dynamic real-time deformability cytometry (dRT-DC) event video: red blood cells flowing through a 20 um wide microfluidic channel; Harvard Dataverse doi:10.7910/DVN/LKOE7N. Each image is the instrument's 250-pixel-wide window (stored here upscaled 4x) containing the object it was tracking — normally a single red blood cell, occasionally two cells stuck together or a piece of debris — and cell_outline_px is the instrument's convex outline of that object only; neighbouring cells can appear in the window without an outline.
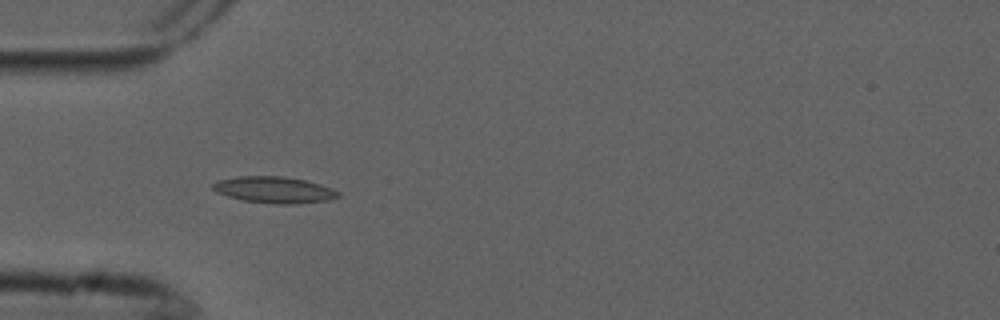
{"species": "common noctule bat (a hibernating species)", "species_latin": "Nyctalus noctula", "temperature_condition": "cold", "stored_images_in_passage": 5, "camera_frame_rate_fps": 3000, "um_per_image_px": 0.085, "animal": {"sex": "male", "forearm_length_mm": 52.5}, "frame": {"image": 1, "passage_image": 1, "time_ms": 0.0, "image_size_px": [1000, 320], "cell_outline_px": [[340, 196], [328, 200], [300, 204], [276, 204], [244, 200], [228, 196], [216, 192], [212, 188], [212, 184], [220, 180], [236, 176], [284, 176], [304, 180], [320, 184], [332, 188], [340, 192]], "centroid_in_image_um": [23.33, 16.13], "position_along_channel_um": 61.7, "area_um2": 19.31}}
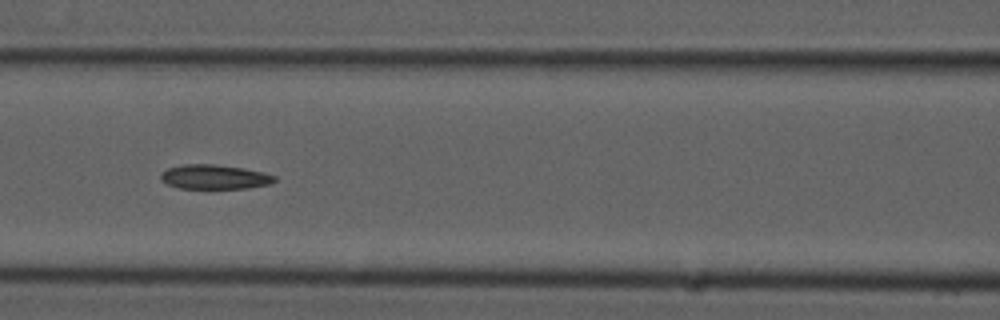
{"frame": {"image": 2, "passage_image": 3, "time_ms": 0.667, "image_size_px": [1000, 320], "cell_outline_px": [[276, 180], [268, 184], [248, 188], [180, 188], [168, 184], [160, 180], [160, 176], [168, 168], [184, 164], [216, 164], [244, 168], [264, 172], [276, 176]], "centroid_in_image_um": [18.25, 15.03], "position_along_channel_um": 148.4, "area_um2": 16.13}}
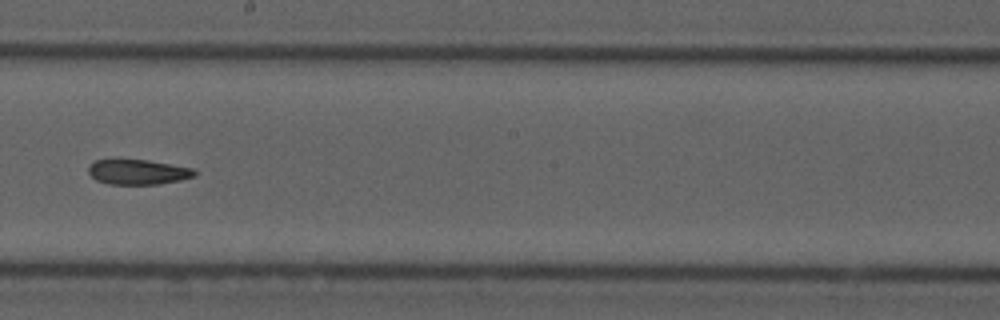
{"frame": {"image": 3, "passage_image": 5, "time_ms": 1.333, "image_size_px": [1000, 320], "cell_outline_px": [[196, 176], [180, 180], [156, 184], [108, 184], [96, 180], [88, 172], [88, 164], [96, 160], [120, 156], [148, 160], [196, 168]], "centroid_in_image_um": [11.68, 14.56], "position_along_channel_um": 236.5, "area_um2": 16.3}}